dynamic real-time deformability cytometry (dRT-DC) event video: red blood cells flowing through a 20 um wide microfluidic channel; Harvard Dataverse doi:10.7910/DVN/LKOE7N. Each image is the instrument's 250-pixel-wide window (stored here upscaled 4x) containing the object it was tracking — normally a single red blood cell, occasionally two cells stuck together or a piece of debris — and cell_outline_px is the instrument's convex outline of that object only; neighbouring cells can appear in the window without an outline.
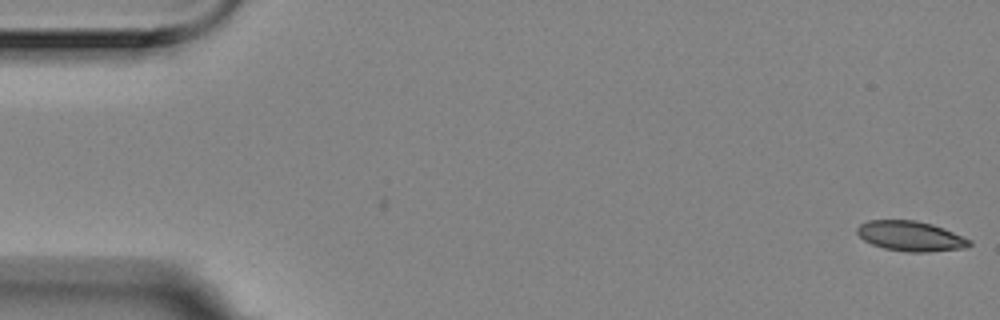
{"species": "Egyptian fruit bat (a non-hibernating species)", "species_latin": "Rousettus aegyptiacus", "temperature_condition": "room temperature", "stored_images_in_passage": 11, "camera_frame_rate_fps": 3000, "um_per_image_px": 0.085, "animal": {"sex": "female"}, "frame": {"image": 1, "passage_image": 1, "time_ms": 0.0, "image_size_px": [1000, 320], "cell_outline_px": [[972, 244], [964, 248], [928, 252], [908, 252], [884, 248], [872, 244], [864, 240], [856, 232], [856, 228], [860, 224], [868, 220], [916, 220], [932, 224], [944, 228], [972, 240]], "centroid_in_image_um": [77.41, 20.06], "position_along_channel_um": 7.6, "area_um2": 19.71}}